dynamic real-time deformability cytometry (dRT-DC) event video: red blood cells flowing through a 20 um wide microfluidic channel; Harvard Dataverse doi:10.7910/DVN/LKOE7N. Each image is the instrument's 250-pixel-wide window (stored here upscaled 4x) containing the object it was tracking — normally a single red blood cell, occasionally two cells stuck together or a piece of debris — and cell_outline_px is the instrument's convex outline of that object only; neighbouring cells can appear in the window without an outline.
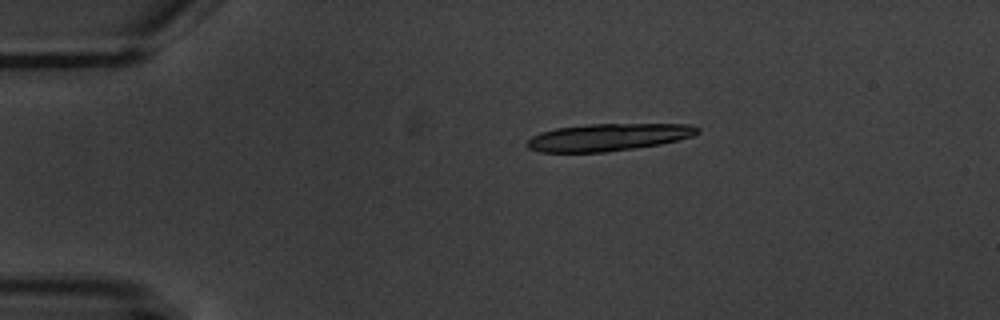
{"species": "common noctule bat (a hibernating species)", "species_latin": "Nyctalus noctula", "temperature_condition": "warm", "stored_images_in_passage": 1, "camera_frame_rate_fps": 3000, "um_per_image_px": 0.085, "animal": {"sex": "male", "body_mass_g": 20.1, "forearm_length_mm": 53.5}, "frame": {"image": 1, "passage_image": 1, "time_ms": 0.0, "image_size_px": [1000, 320], "cell_outline_px": [[700, 132], [692, 136], [660, 144], [604, 152], [540, 152], [528, 148], [528, 140], [532, 136], [540, 132], [556, 128], [588, 124], [692, 124], [700, 128]], "centroid_in_image_um": [51.7, 11.65], "position_along_channel_um": 33.3, "area_um2": 26.93}}